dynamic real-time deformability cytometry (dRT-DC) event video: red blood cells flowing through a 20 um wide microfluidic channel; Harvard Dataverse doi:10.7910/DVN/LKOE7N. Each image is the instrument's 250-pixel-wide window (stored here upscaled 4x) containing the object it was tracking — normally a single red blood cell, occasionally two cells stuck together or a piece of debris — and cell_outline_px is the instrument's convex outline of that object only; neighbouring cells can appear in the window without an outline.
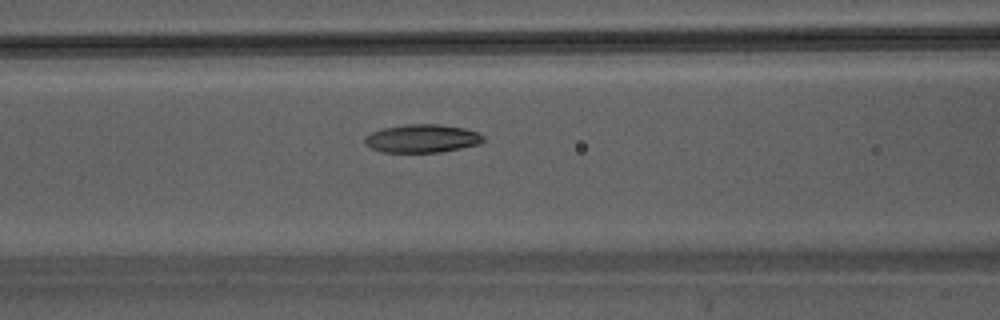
{"species": "Egyptian fruit bat (a non-hibernating species)", "species_latin": "Rousettus aegyptiacus", "temperature_condition": "warm", "stored_images_in_passage": 36, "camera_frame_rate_fps": 3000, "um_per_image_px": 0.085, "animal": {"sex": "male"}, "frame": {"image": 1, "passage_image": 10, "time_ms": 3.0, "image_size_px": [1000, 320], "cell_outline_px": [[484, 140], [480, 144], [440, 152], [384, 152], [372, 148], [364, 140], [364, 136], [372, 132], [384, 128], [404, 124], [440, 124], [464, 128], [480, 132], [484, 136]], "centroid_in_image_um": [35.92, 11.76], "position_along_channel_um": 130.7, "area_um2": 19.48}}
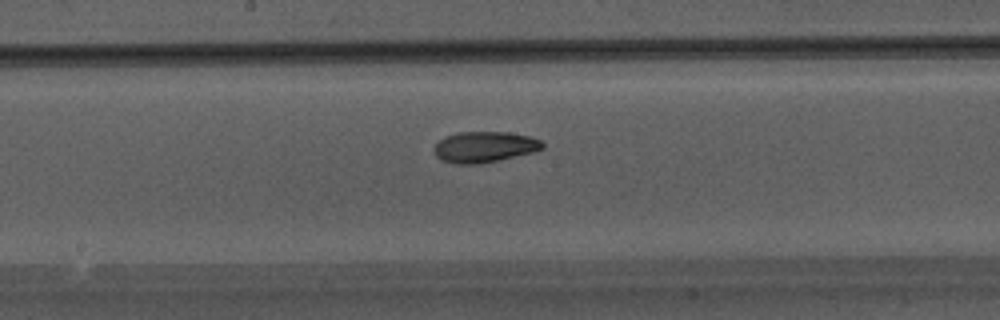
{"frame": {"image": 2, "passage_image": 15, "time_ms": 4.667, "image_size_px": [1000, 320], "cell_outline_px": [[544, 148], [532, 152], [480, 164], [456, 164], [444, 160], [436, 156], [436, 144], [444, 136], [460, 132], [508, 132], [532, 136], [540, 140], [544, 144]], "centroid_in_image_um": [41.21, 12.48], "position_along_channel_um": 207.0, "area_um2": 19.31}}
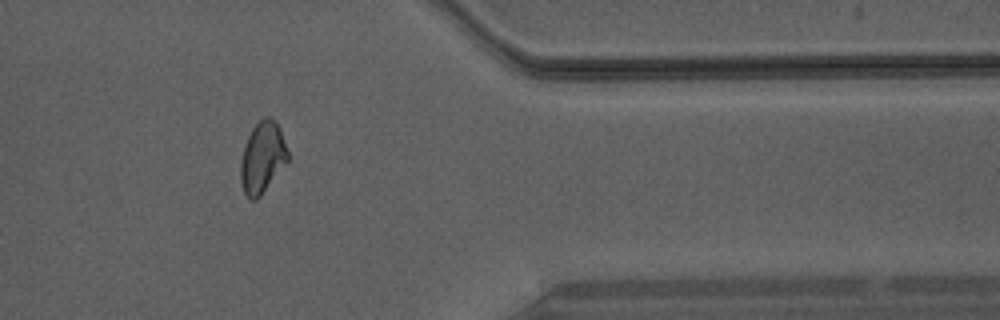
{"frame": {"image": 3, "passage_image": 28, "time_ms": 9.0, "image_size_px": [1000, 320], "cell_outline_px": [[288, 160], [260, 196], [256, 200], [248, 200], [244, 192], [240, 180], [240, 160], [244, 144], [252, 128], [264, 116], [272, 116], [276, 120], [280, 128], [288, 152]], "centroid_in_image_um": [22.28, 13.36], "position_along_channel_um": 389.1, "area_um2": 19.71}}